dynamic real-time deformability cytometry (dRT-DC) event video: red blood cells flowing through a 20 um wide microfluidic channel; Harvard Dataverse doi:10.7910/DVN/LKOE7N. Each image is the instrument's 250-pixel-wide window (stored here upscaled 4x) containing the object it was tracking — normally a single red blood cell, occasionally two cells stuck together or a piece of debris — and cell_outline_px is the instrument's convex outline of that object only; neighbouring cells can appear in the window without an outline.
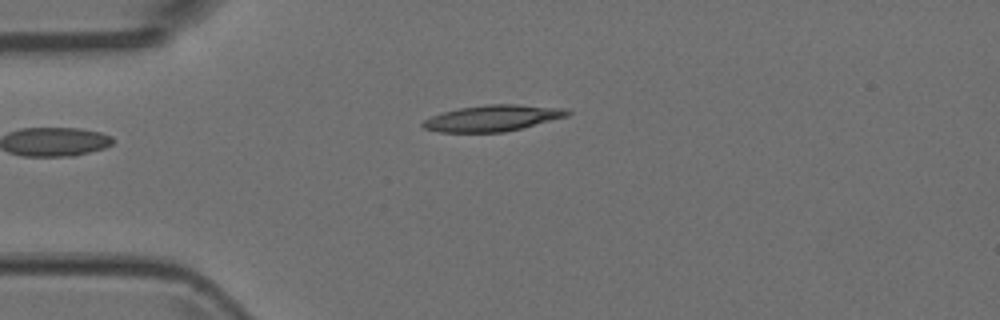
{"species": "Egyptian fruit bat (a non-hibernating species)", "species_latin": "Rousettus aegyptiacus", "temperature_condition": "room temperature", "stored_images_in_passage": 3, "camera_frame_rate_fps": 3000, "um_per_image_px": 0.085, "animal": {"sex": "female"}, "frame": {"image": 1, "passage_image": 3, "time_ms": 0.667, "image_size_px": [1000, 320], "cell_outline_px": [[572, 112], [568, 116], [504, 132], [440, 132], [424, 128], [420, 124], [424, 120], [432, 116], [444, 112], [460, 108], [488, 104], [516, 104], [568, 108]], "centroid_in_image_um": [41.91, 10.03], "position_along_channel_um": 43.1, "area_um2": 21.91}}